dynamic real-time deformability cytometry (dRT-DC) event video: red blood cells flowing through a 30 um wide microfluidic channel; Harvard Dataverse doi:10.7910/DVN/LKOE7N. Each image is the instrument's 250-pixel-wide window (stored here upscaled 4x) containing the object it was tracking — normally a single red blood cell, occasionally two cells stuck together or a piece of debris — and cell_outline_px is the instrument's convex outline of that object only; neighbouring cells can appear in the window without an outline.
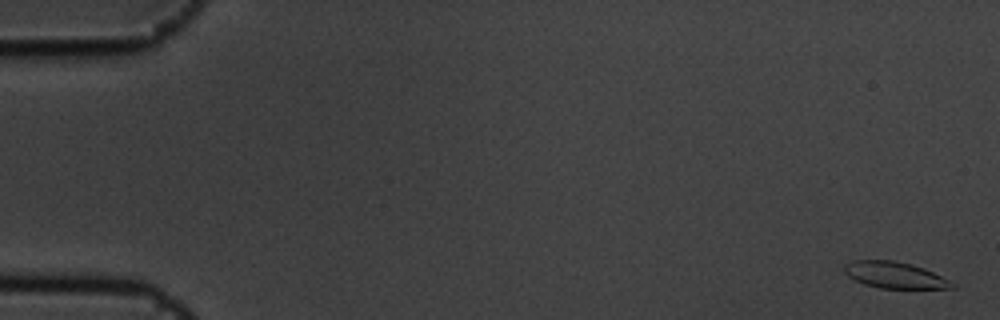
{"species": "common noctule bat (a hibernating species)", "species_latin": "Nyctalus noctula", "temperature_condition": "cold", "stored_images_in_passage": 5, "camera_frame_rate_fps": 3000, "um_per_image_px": 0.085, "animal": {"sex": "male", "body_mass_g": 19.5, "forearm_length_mm": 54.6}, "frame": {"image": 1, "passage_image": 1, "time_ms": 0.0, "image_size_px": [1000, 320], "cell_outline_px": [[956, 288], [880, 288], [864, 284], [848, 276], [844, 272], [844, 264], [852, 260], [892, 260], [912, 264], [924, 268], [956, 284]], "centroid_in_image_um": [76.03, 23.37], "position_along_channel_um": 9.0, "area_um2": 16.47}}
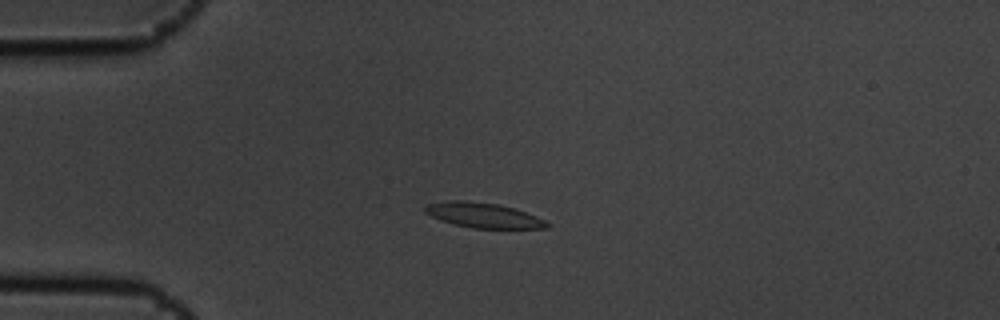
{"frame": {"image": 2, "passage_image": 5, "time_ms": 1.333, "image_size_px": [1000, 320], "cell_outline_px": [[552, 224], [548, 228], [472, 228], [440, 220], [424, 212], [424, 204], [452, 200], [460, 200], [500, 204], [536, 216]], "centroid_in_image_um": [41.07, 18.29], "position_along_channel_um": 43.9, "area_um2": 17.63}}